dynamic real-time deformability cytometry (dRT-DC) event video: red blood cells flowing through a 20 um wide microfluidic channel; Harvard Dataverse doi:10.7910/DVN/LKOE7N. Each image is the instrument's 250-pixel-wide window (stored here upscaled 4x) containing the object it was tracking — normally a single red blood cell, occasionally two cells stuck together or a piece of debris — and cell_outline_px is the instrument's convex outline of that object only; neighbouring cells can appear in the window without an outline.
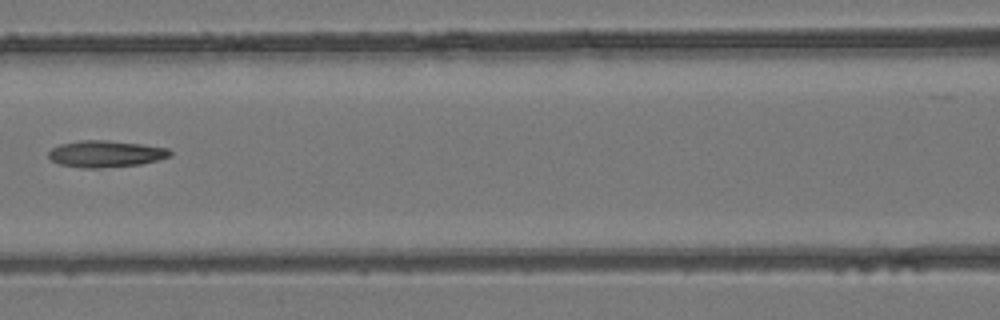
{"species": "common noctule bat (a hibernating species)", "species_latin": "Nyctalus noctula", "temperature_condition": "room temperature", "stored_images_in_passage": 7, "camera_frame_rate_fps": 3000, "um_per_image_px": 0.085, "animal": {"sex": "female", "body_mass_g": 24.6, "forearm_length_mm": 56.2}, "frame": {"image": 1, "passage_image": 7, "time_ms": 2.0, "image_size_px": [1000, 320], "cell_outline_px": [[172, 156], [140, 164], [96, 168], [84, 168], [60, 164], [52, 160], [48, 156], [48, 152], [52, 148], [60, 144], [80, 140], [108, 140], [144, 144], [168, 148], [172, 152]], "centroid_in_image_um": [9.0, 13.06], "position_along_channel_um": 157.6, "area_um2": 18.84}}